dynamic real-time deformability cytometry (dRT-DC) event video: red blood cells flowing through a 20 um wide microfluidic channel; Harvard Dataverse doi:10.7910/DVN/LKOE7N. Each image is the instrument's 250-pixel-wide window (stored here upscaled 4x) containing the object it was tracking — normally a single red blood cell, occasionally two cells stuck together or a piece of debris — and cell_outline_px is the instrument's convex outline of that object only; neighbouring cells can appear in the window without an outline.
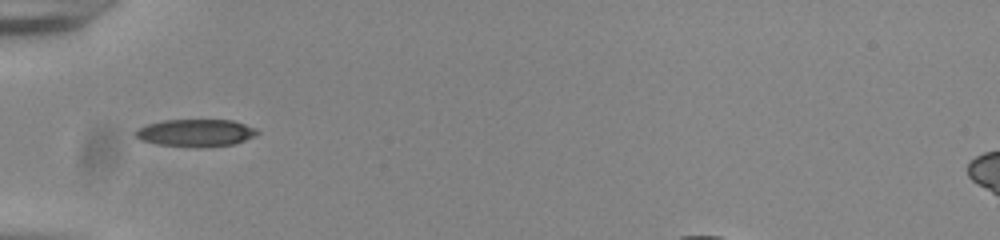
{"species": "common noctule bat (a hibernating species)", "species_latin": "Nyctalus noctula", "temperature_condition": "room temperature", "stored_images_in_passage": 37, "segment_of_instrument_passage": [1, 2], "camera_frame_rate_fps": 3000, "um_per_image_px": 0.085, "animal": {"sex": "male", "body_mass_g": 20.0, "forearm_length_mm": 53.3}, "frame": {"image": 1, "passage_image": 1, "time_ms": 0.0, "image_size_px": [1000, 240], "cell_outline_px": [[260, 132], [256, 136], [236, 144], [200, 148], [196, 148], [156, 144], [140, 140], [136, 136], [136, 132], [140, 128], [148, 124], [164, 120], [232, 120], [256, 128]], "centroid_in_image_um": [16.69, 11.31], "position_along_channel_um": 68.3, "area_um2": 19.59}}
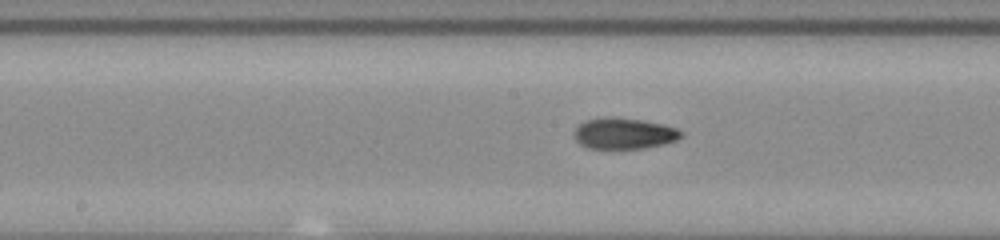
{"frame": {"image": 2, "passage_image": 11, "time_ms": 3.333, "image_size_px": [1000, 240], "cell_outline_px": [[684, 136], [676, 140], [664, 144], [644, 148], [588, 148], [580, 144], [576, 140], [576, 128], [580, 124], [588, 120], [608, 116], [612, 116], [644, 120], [664, 124], [676, 128], [684, 132]], "centroid_in_image_um": [53.11, 11.33], "position_along_channel_um": 195.1, "area_um2": 19.36}}
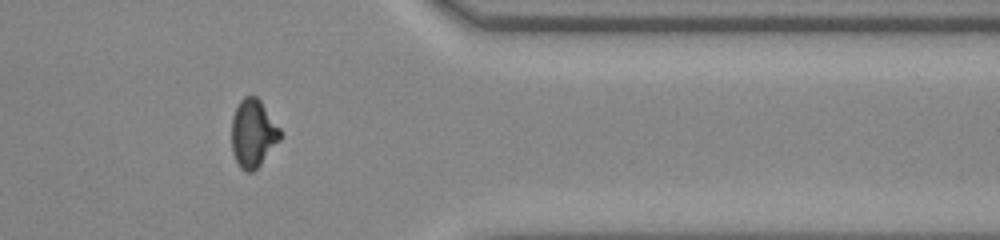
{"frame": {"image": 3, "passage_image": 27, "time_ms": 8.667, "image_size_px": [1000, 240], "cell_outline_px": [[280, 140], [260, 164], [252, 172], [244, 172], [240, 168], [232, 152], [232, 116], [240, 100], [244, 96], [256, 96], [260, 100], [280, 128]], "centroid_in_image_um": [21.5, 11.33], "position_along_channel_um": 389.9, "area_um2": 19.07}}